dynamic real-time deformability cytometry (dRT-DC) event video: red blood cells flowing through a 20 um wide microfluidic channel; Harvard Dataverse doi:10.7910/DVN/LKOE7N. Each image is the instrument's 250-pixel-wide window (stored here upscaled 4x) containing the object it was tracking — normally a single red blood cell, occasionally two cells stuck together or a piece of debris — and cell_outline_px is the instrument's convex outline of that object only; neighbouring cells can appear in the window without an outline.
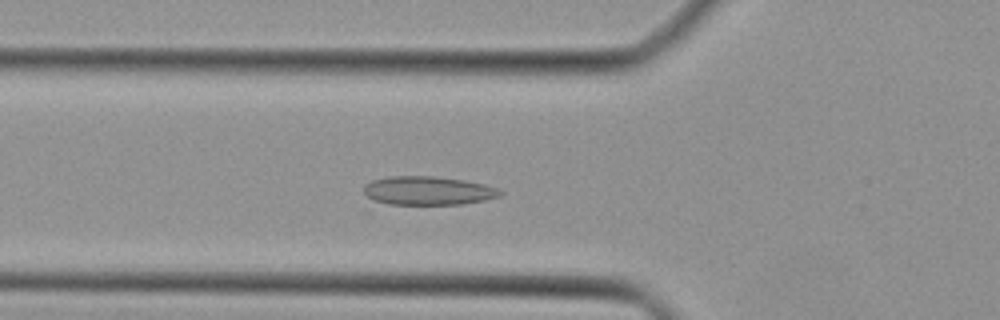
{"species": "Egyptian fruit bat (a non-hibernating species)", "species_latin": "Rousettus aegyptiacus", "temperature_condition": "cold", "stored_images_in_passage": 44, "camera_frame_rate_fps": 3000, "um_per_image_px": 0.085, "animal": {"sex": "female"}, "frame": {"image": 1, "passage_image": 15, "time_ms": 4.667, "image_size_px": [1000, 320], "cell_outline_px": [[504, 192], [500, 196], [484, 200], [460, 204], [376, 204], [364, 192], [364, 184], [372, 180], [388, 176], [436, 176], [464, 180], [484, 184], [496, 188]], "centroid_in_image_um": [36.33, 16.21], "position_along_channel_um": 89.5, "area_um2": 22.95}}
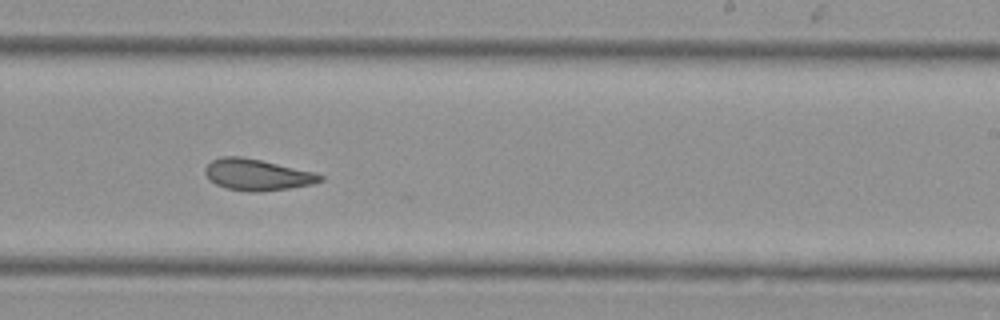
{"frame": {"image": 2, "passage_image": 27, "time_ms": 8.667, "image_size_px": [1000, 320], "cell_outline_px": [[324, 180], [312, 184], [288, 188], [260, 192], [248, 192], [228, 188], [216, 184], [204, 172], [204, 168], [212, 160], [220, 156], [240, 156], [260, 160], [316, 172], [324, 176]], "centroid_in_image_um": [21.88, 14.85], "position_along_channel_um": 267.1, "area_um2": 20.92}}
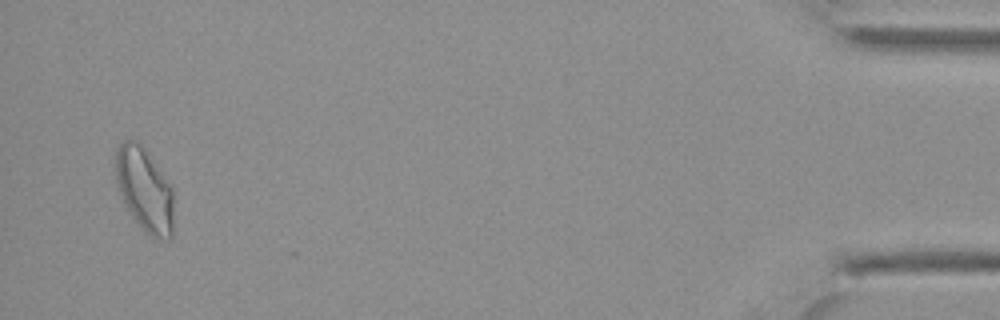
{"frame": {"image": 3, "passage_image": 43, "time_ms": 14.0, "image_size_px": [1000, 320], "cell_outline_px": [[172, 236], [168, 240], [160, 240], [148, 236], [144, 232], [128, 212], [120, 196], [116, 184], [116, 148], [124, 140], [136, 140], [140, 144], [172, 188]], "centroid_in_image_um": [12.25, 16.19], "position_along_channel_um": 423.0, "area_um2": 28.15}}